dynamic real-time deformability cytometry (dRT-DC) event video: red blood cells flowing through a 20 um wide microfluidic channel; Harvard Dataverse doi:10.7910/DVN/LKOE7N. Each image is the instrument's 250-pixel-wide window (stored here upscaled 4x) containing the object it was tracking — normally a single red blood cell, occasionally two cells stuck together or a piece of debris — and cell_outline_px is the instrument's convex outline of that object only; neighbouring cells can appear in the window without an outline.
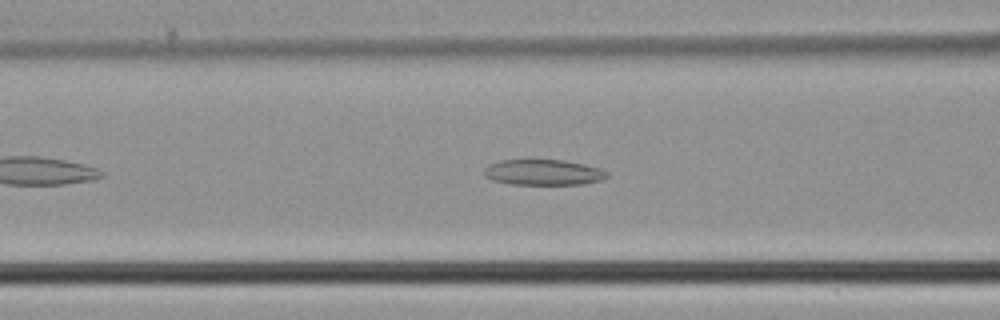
{"species": "common noctule bat (a hibernating species)", "species_latin": "Nyctalus noctula", "temperature_condition": "cold", "stored_images_in_passage": 37, "camera_frame_rate_fps": 3000, "um_per_image_px": 0.085, "animal": {"sex": "male", "body_mass_g": 21.5, "forearm_length_mm": 52.0}, "frame": {"image": 1, "passage_image": 9, "time_ms": 2.667, "image_size_px": [1000, 320], "cell_outline_px": [[608, 176], [604, 180], [584, 184], [512, 184], [492, 180], [484, 176], [484, 168], [488, 164], [500, 160], [564, 160], [584, 164], [600, 168], [608, 172]], "centroid_in_image_um": [46.2, 14.65], "position_along_channel_um": 120.4, "area_um2": 18.5}}
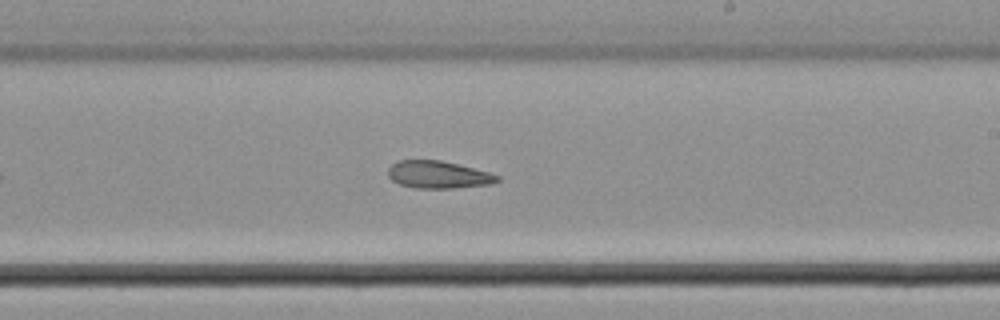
{"frame": {"image": 2, "passage_image": 18, "time_ms": 5.667, "image_size_px": [1000, 320], "cell_outline_px": [[500, 180], [492, 184], [452, 188], [416, 188], [400, 184], [392, 180], [388, 176], [388, 168], [392, 164], [400, 160], [440, 160], [488, 172], [500, 176]], "centroid_in_image_um": [37.24, 14.85], "position_along_channel_um": 251.8, "area_um2": 17.28}}
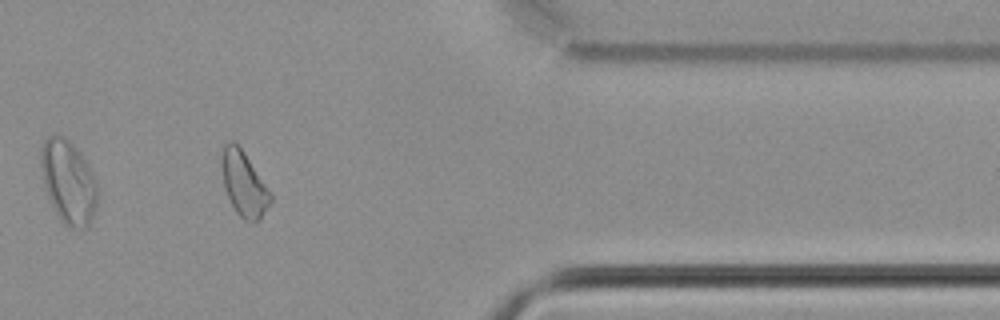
{"frame": {"image": 3, "passage_image": 29, "time_ms": 9.333, "image_size_px": [1000, 320], "cell_outline_px": [[272, 200], [260, 220], [256, 224], [252, 224], [244, 220], [236, 212], [224, 188], [220, 160], [220, 156], [224, 144], [228, 140], [232, 140], [244, 152], [272, 192]], "centroid_in_image_um": [20.74, 15.64], "position_along_channel_um": 390.7, "area_um2": 18.84}}